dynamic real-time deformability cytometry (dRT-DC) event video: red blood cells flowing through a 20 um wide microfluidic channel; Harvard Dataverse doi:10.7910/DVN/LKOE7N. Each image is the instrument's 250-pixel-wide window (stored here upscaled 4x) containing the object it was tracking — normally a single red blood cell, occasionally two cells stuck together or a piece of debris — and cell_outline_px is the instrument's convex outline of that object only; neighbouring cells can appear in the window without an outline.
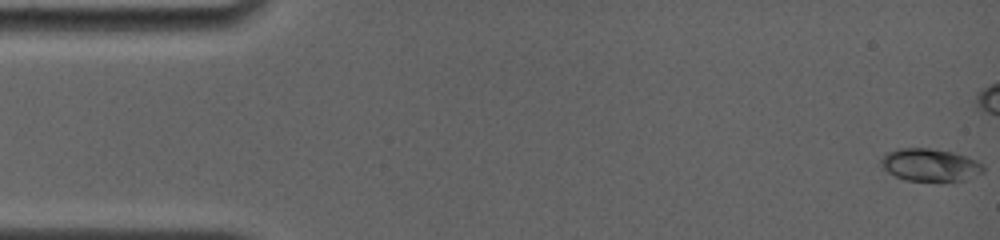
{"species": "common noctule bat (a hibernating species)", "species_latin": "Nyctalus noctula", "temperature_condition": "room temperature", "stored_images_in_passage": 13, "camera_frame_rate_fps": 4000, "um_per_image_px": 0.085, "animal": {"sex": "female", "body_mass_g": 19.0, "forearm_length_mm": 56.7}, "frame": {"image": 1, "passage_image": 1, "time_ms": 0.0, "image_size_px": [1000, 240], "cell_outline_px": [[984, 172], [964, 180], [944, 184], [904, 180], [888, 172], [880, 164], [880, 160], [888, 152], [896, 148], [928, 148], [952, 152], [976, 160], [984, 164]], "centroid_in_image_um": [79.08, 14.07], "position_along_channel_um": 5.9, "area_um2": 20.06}}
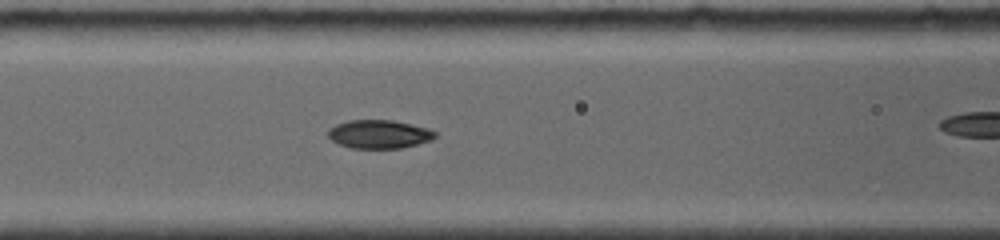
{"frame": {"image": 2, "passage_image": 13, "time_ms": 6.75, "image_size_px": [1000, 240], "cell_outline_px": [[436, 136], [428, 140], [416, 144], [400, 148], [352, 148], [340, 144], [332, 140], [328, 136], [328, 128], [336, 124], [348, 120], [392, 120], [412, 124], [428, 128], [436, 132]], "centroid_in_image_um": [32.19, 11.39], "position_along_channel_um": 134.4, "area_um2": 17.63}}